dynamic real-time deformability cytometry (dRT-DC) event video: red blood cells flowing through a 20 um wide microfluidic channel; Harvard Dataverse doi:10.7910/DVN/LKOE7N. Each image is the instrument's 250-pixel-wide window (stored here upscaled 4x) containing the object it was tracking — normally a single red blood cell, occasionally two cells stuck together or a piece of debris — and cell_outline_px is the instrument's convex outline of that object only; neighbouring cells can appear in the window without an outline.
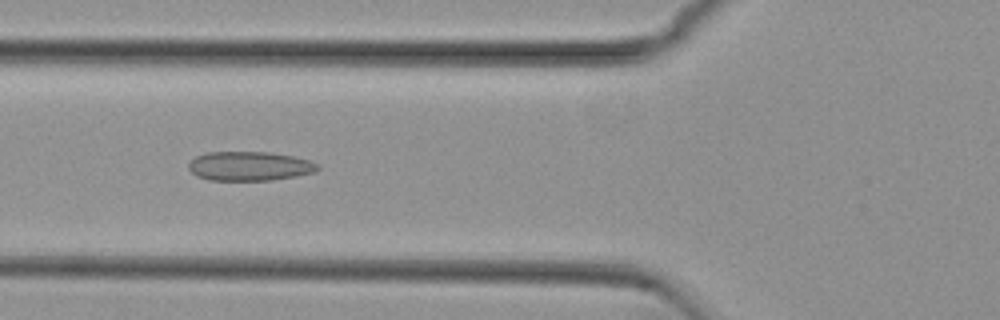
{"species": "common noctule bat (a hibernating species)", "species_latin": "Nyctalus noctula", "temperature_condition": "cold", "stored_images_in_passage": 54, "camera_frame_rate_fps": 3000, "um_per_image_px": 0.085, "animal": {"sex": "female", "body_mass_g": 29.2, "forearm_length_mm": 56.3}, "frame": {"image": 1, "passage_image": 20, "time_ms": 6.333, "image_size_px": [1000, 320], "cell_outline_px": [[320, 168], [316, 172], [296, 176], [272, 180], [208, 180], [196, 176], [188, 168], [188, 164], [196, 156], [208, 152], [268, 152], [292, 156], [308, 160], [320, 164]], "centroid_in_image_um": [21.22, 14.12], "position_along_channel_um": 104.6, "area_um2": 22.02}}
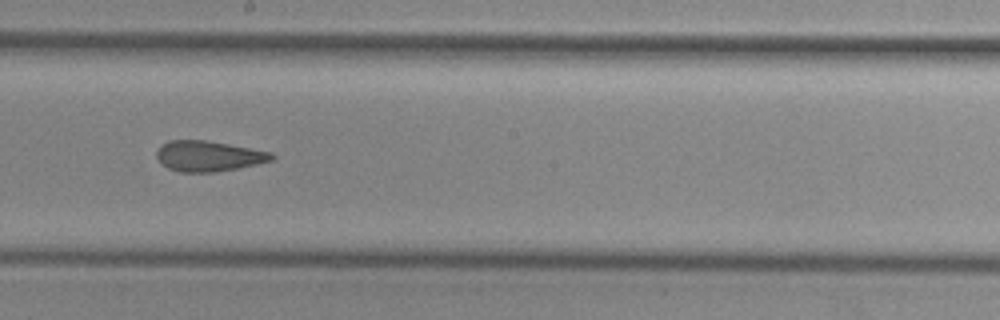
{"frame": {"image": 2, "passage_image": 30, "time_ms": 9.667, "image_size_px": [1000, 320], "cell_outline_px": [[276, 156], [272, 160], [240, 168], [216, 172], [180, 172], [168, 168], [156, 156], [156, 152], [160, 144], [168, 140], [204, 140], [228, 144], [272, 152]], "centroid_in_image_um": [17.72, 13.26], "position_along_channel_um": 230.5, "area_um2": 20.46}}
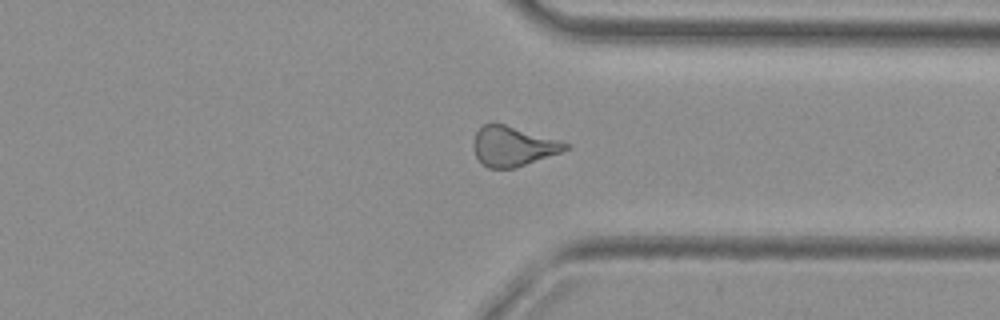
{"frame": {"image": 3, "passage_image": 41, "time_ms": 13.333, "image_size_px": [1000, 320], "cell_outline_px": [[572, 148], [516, 168], [488, 168], [480, 164], [472, 148], [472, 144], [476, 132], [484, 124], [504, 124], [560, 140], [572, 144]], "centroid_in_image_um": [43.61, 12.45], "position_along_channel_um": 367.8, "area_um2": 21.5}, "authors_computed_cell_mechanics": {"area_um2": 21.6461, "velocity_mm_per_s": 3.771, "shape_relaxation_time_tau1_ms": null, "shape_relaxation_time_tau2_ms": 2.6976, "deformation_change_tau1": null, "deformation_change_tau2": 0.1089}}